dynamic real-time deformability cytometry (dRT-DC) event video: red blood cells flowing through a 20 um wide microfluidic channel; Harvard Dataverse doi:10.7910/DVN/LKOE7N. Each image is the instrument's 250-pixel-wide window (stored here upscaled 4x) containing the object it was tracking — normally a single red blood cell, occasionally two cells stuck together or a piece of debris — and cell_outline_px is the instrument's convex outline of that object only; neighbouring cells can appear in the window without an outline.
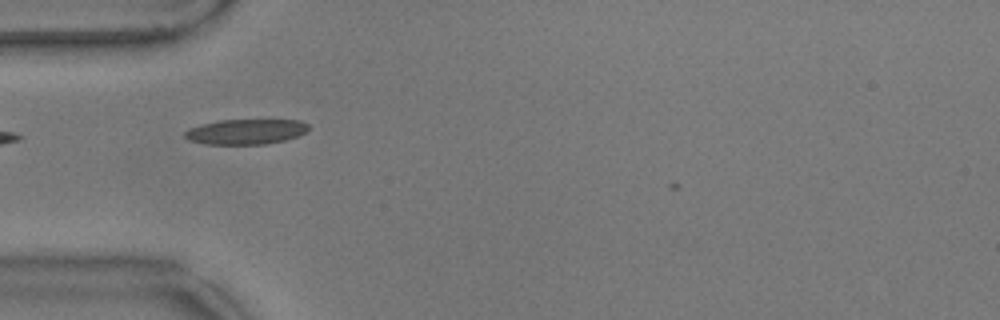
{"species": "common noctule bat (a hibernating species)", "species_latin": "Nyctalus noctula", "temperature_condition": "warm", "stored_images_in_passage": 37, "camera_frame_rate_fps": 3000, "um_per_image_px": 0.085, "animal": {"sex": "male", "body_mass_g": 17.9}, "frame": {"image": 1, "passage_image": 1, "time_ms": 0.0, "image_size_px": [1000, 320], "cell_outline_px": [[308, 128], [304, 132], [296, 136], [284, 140], [264, 144], [208, 144], [188, 140], [184, 136], [184, 132], [188, 128], [220, 120], [300, 120], [308, 124]], "centroid_in_image_um": [20.87, 11.19], "position_along_channel_um": 64.1, "area_um2": 17.92}, "authors_computed_cell_mechanics": {"area_um2": 18.0914, "velocity_mm_per_s": 3.5429, "shape_relaxation_time_tau1_ms": 3.6323, "shape_relaxation_time_tau2_ms": 1.8532, "deformation_change_tau1": 0.1325, "deformation_change_tau2": 0.0866}}